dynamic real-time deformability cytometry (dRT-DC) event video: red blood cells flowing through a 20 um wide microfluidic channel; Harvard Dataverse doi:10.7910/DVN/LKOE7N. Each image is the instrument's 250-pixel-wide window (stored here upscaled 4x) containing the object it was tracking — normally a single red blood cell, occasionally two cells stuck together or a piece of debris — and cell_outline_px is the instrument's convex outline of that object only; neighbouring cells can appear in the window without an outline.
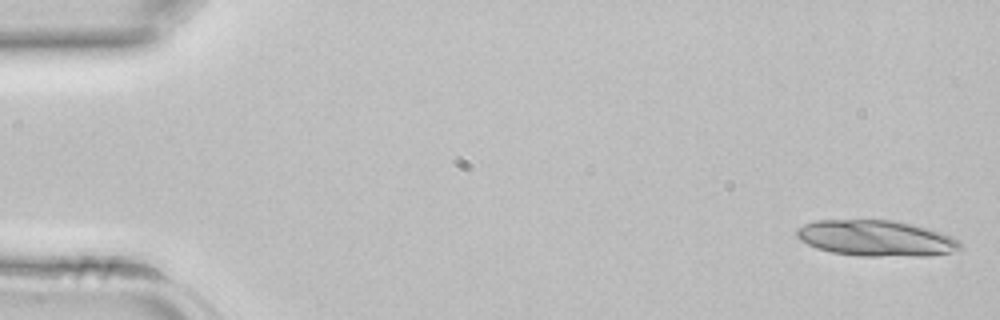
{"species": "common noctule bat (a hibernating species)", "species_latin": "Nyctalus noctula", "temperature_condition": "room temperature", "stored_images_in_passage": 16, "camera_frame_rate_fps": 3000, "um_per_image_px": 0.085, "animal": {"sex": "female", "body_mass_g": 22.7, "forearm_length_mm": 54.2}, "frame": {"image": 1, "passage_image": 1, "time_ms": 0.0, "image_size_px": [1000, 320], "cell_outline_px": [[964, 248], [932, 256], [856, 256], [832, 252], [816, 248], [800, 240], [796, 236], [796, 228], [804, 224], [816, 220], [892, 220], [912, 224], [928, 228], [952, 236], [960, 240], [964, 244]], "centroid_in_image_um": [74.49, 20.26], "position_along_channel_um": 10.5, "area_um2": 34.56}}